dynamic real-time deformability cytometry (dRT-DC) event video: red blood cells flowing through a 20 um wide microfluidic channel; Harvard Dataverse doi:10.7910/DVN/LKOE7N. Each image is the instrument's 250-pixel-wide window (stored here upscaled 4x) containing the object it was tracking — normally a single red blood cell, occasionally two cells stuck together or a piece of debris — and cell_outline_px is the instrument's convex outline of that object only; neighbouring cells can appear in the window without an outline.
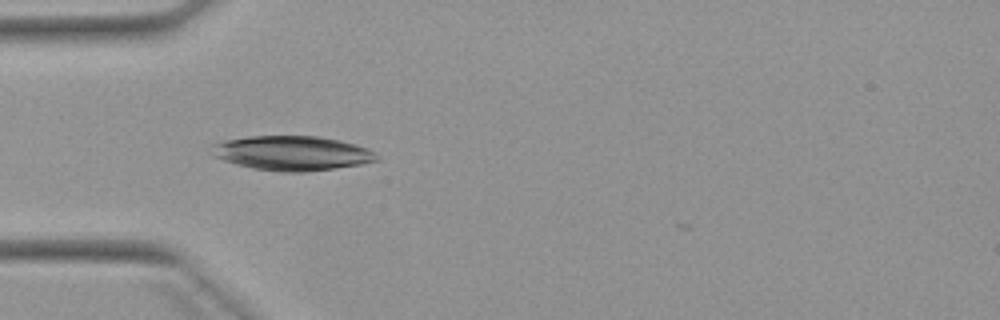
{"species": "Egyptian fruit bat (a non-hibernating species)", "species_latin": "Rousettus aegyptiacus", "temperature_condition": "warm", "stored_images_in_passage": 4, "camera_frame_rate_fps": 3000, "um_per_image_px": 0.085, "animal": {"sex": "female"}, "frame": {"image": 1, "passage_image": 3, "time_ms": 3.0, "image_size_px": [1000, 320], "cell_outline_px": [[380, 160], [360, 164], [336, 168], [304, 172], [284, 172], [252, 168], [236, 164], [224, 160], [216, 156], [212, 144], [224, 140], [248, 136], [320, 136], [340, 140], [356, 144], [368, 148], [376, 152]], "centroid_in_image_um": [24.89, 13.01], "position_along_channel_um": 60.1, "area_um2": 33.18}}
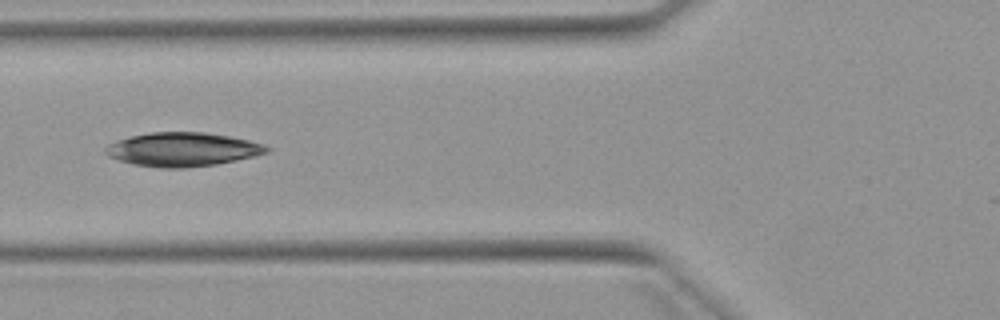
{"frame": {"image": 2, "passage_image": 4, "time_ms": 4.333, "image_size_px": [1000, 320], "cell_outline_px": [[272, 148], [268, 152], [256, 156], [216, 164], [184, 168], [160, 168], [132, 164], [108, 156], [104, 152], [104, 148], [108, 144], [116, 140], [148, 132], [204, 132], [228, 136], [248, 140], [264, 144]], "centroid_in_image_um": [15.51, 12.7], "position_along_channel_um": 110.3, "area_um2": 31.91}}